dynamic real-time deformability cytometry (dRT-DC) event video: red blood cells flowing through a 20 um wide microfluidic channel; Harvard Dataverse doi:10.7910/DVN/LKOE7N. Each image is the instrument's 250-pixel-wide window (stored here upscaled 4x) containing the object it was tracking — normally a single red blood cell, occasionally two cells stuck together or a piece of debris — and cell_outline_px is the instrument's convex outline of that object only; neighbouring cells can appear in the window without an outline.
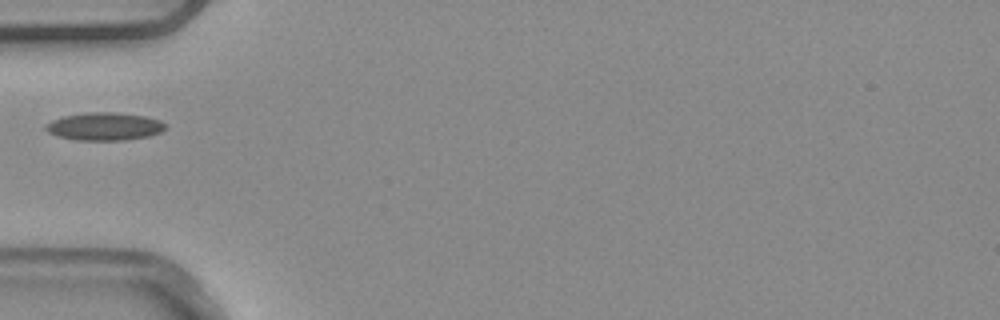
{"species": "common noctule bat (a hibernating species)", "species_latin": "Nyctalus noctula", "temperature_condition": "warm", "stored_images_in_passage": 1, "camera_frame_rate_fps": 3000, "um_per_image_px": 0.085, "animal": {"sex": "male", "body_mass_g": 20.4}, "frame": {"image": 1, "passage_image": 1, "time_ms": 0.0, "image_size_px": [1000, 320], "cell_outline_px": [[168, 124], [160, 132], [148, 136], [124, 140], [76, 140], [56, 136], [48, 132], [44, 128], [44, 124], [52, 120], [64, 116], [88, 112], [112, 112], [144, 116], [160, 120]], "centroid_in_image_um": [8.85, 10.75], "position_along_channel_um": 76.2, "area_um2": 19.42}}